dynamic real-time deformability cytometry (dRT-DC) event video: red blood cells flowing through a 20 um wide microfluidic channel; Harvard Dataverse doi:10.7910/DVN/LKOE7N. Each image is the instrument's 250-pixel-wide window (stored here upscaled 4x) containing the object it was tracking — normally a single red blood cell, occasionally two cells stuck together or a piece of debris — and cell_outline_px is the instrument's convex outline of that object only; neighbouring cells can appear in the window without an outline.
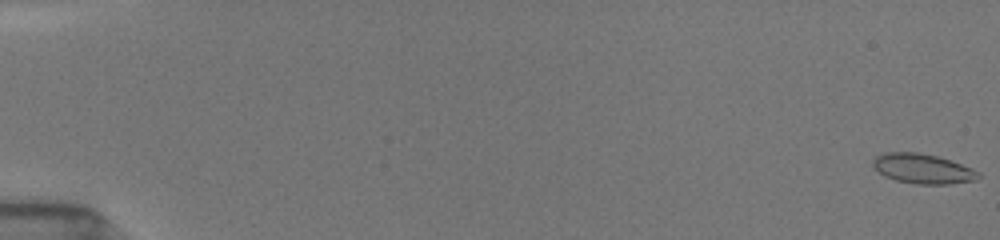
{"species": "common noctule bat (a hibernating species)", "species_latin": "Nyctalus noctula", "temperature_condition": "room temperature", "stored_images_in_passage": 54, "camera_frame_rate_fps": 3000, "um_per_image_px": 0.085, "animal": {"sex": "female", "body_mass_g": 19.5, "forearm_length_mm": 54.1}, "frame": {"image": 1, "passage_image": 1, "time_ms": 0.0, "image_size_px": [1000, 240], "cell_outline_px": [[980, 176], [976, 180], [948, 184], [916, 184], [896, 180], [884, 176], [872, 168], [872, 160], [876, 156], [884, 152], [920, 152], [936, 156], [972, 168], [980, 172]], "centroid_in_image_um": [78.39, 14.34], "position_along_channel_um": 6.6, "area_um2": 18.38}}
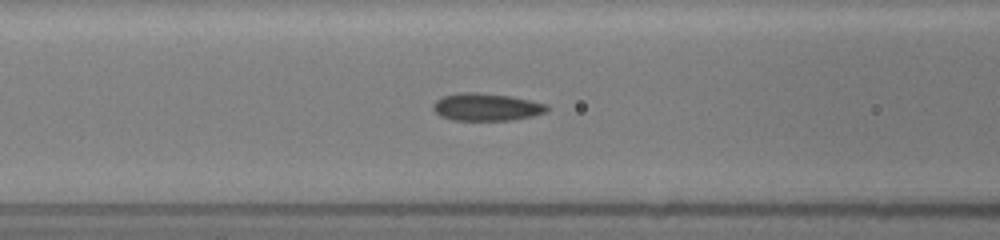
{"frame": {"image": 2, "passage_image": 24, "time_ms": 7.667, "image_size_px": [1000, 240], "cell_outline_px": [[548, 112], [532, 116], [512, 120], [452, 120], [440, 116], [432, 108], [432, 104], [436, 100], [444, 96], [460, 92], [476, 92], [512, 96], [548, 104]], "centroid_in_image_um": [41.35, 9.09], "position_along_channel_um": 125.2, "area_um2": 18.38}}
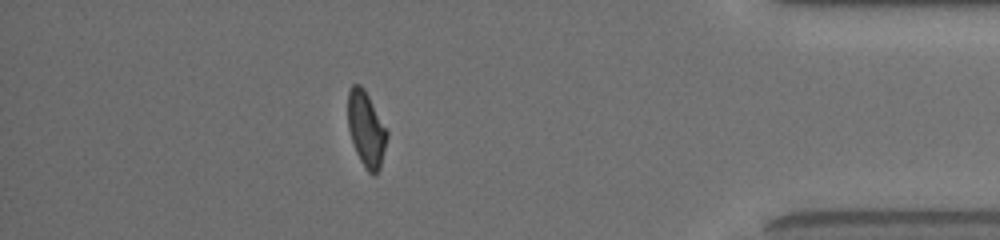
{"frame": {"image": 3, "passage_image": 48, "time_ms": 15.667, "image_size_px": [1000, 240], "cell_outline_px": [[388, 136], [380, 168], [376, 176], [372, 176], [364, 168], [356, 152], [348, 128], [348, 92], [352, 84], [360, 84], [364, 88], [388, 132]], "centroid_in_image_um": [31.13, 11.01], "position_along_channel_um": 404.1, "area_um2": 17.17}, "authors_computed_cell_mechanics": {"area_um2": 17.918, "velocity_mm_per_s": 3.9229, "shape_relaxation_time_tau1_ms": null, "shape_relaxation_time_tau2_ms": 1.6899, "deformation_change_tau1": null, "deformation_change_tau2": 0.0605}}